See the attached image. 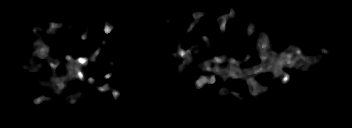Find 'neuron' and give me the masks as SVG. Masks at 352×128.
Returning a JSON list of instances; mask_svg holds the SVG:
<instances>
[{"mask_svg": "<svg viewBox=\"0 0 352 128\" xmlns=\"http://www.w3.org/2000/svg\"><path fill=\"white\" fill-rule=\"evenodd\" d=\"M192 15H194L196 20L198 21V18L201 17L202 14L201 12H195V13H192ZM227 17L228 16H221L218 18V22L221 23V30L223 34L227 33L224 31L225 30L224 28L226 27L225 21ZM229 17L231 19L232 18L234 19L235 13H230ZM49 26H50L49 32H51V34L56 35L60 33L59 28L65 25L60 23L53 24L52 22H49ZM254 29L255 27L252 26V24L250 23L248 31L246 32L247 35H250L254 31ZM104 32L106 34H109L111 32V26L109 24H105ZM81 36H82L81 38L82 40L86 39V35L84 33H82ZM256 40L259 41L258 43L260 45L259 51L261 53L259 58L262 61H264V58H268V60L271 61V63L264 62L262 65H259L255 68H246L242 70L237 67L242 62L235 59L233 60V57H232L231 63H226V64H229L228 67H225L222 69H218V67L216 66H213V68H210V65L207 64V62H205L203 65H201L202 71L200 72L199 76H203V72L213 69V70H216L221 77H230V78L241 77L242 79H245L248 82L249 91L254 95H259L262 91H266L268 86L262 87V88L259 87L258 84L253 79L247 77L248 73L251 75H254L262 71H268L273 74L274 76L273 80H275L276 78H279L282 82L288 83L289 81L288 74L281 70L283 66H285L286 68L293 67L294 69H298V68L304 67V65H306L307 63H313V60L311 58H307L306 56L302 55V51L300 49H297V48L292 49V46H289V49L282 50V52L279 55L278 54L271 55L269 48L272 46V43L270 42V40H268V37L258 35ZM33 45L34 47H36V52L34 53L35 56H38L39 58L52 59L49 54L50 44L42 43L39 40H34ZM103 45L112 46V44H109L107 41H103ZM290 48L294 51L295 55L289 52ZM99 49L101 48H97L96 50H94V52L87 49V52L92 54L91 58L89 59V61L92 64L95 63L96 57L99 56ZM321 51L326 55L329 52L325 48H322ZM184 54H186V50L181 49L178 51V55H180L181 57L184 56ZM65 58L67 59V66L70 72L68 77L64 78L63 76H60L58 79H52V84L49 85V89L55 91L57 94H60L64 90L65 85L69 80H73L76 78H79L80 80L85 79V76L83 75V66L87 64V60L80 57L79 59L74 61L71 55L69 54H66ZM192 58H195V56H192V54H189L187 55L186 61H191ZM210 58H211L210 63H212L213 65L216 61L220 62L221 64L223 61H225L226 56H223L222 58H219V57L212 58L211 56ZM60 62L61 61L52 59L51 62L49 63V66L50 67L59 66ZM31 68H33L36 71L41 70V66H36V67L31 66ZM103 76L104 78L108 79L112 76V73L108 75H103ZM214 81H215V77L214 75H212L211 77H204V78L202 77L201 79L198 78L194 81V84L202 88L205 86L206 83L208 82L212 83ZM110 88H111L110 86H105V87L99 86L97 89L99 91L106 92L110 90ZM112 93L114 98H119L120 96L119 91L113 90ZM48 99H49L48 97H38L35 100H33V103L40 104L43 101H48Z\"/></svg>", "mask_w": 352, "mask_h": 128, "instance_id": "2dd73e0c", "label": "neuron"}]
</instances>
